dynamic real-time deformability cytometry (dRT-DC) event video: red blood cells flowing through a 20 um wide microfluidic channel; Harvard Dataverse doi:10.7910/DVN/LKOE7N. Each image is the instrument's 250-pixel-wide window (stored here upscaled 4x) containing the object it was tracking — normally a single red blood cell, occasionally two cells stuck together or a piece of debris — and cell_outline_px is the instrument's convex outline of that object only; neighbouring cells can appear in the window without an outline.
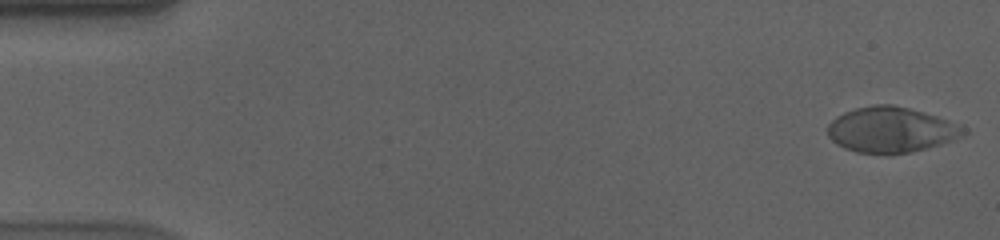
{"species": "human", "species_latin": "Homo sapiens", "temperature_condition": "cold", "stored_images_in_passage": 57, "camera_frame_rate_fps": 3000, "um_per_image_px": 0.085, "donor": {"sex": "male"}, "frame": {"image": 1, "passage_image": 1, "time_ms": 0.0, "image_size_px": [1000, 240], "cell_outline_px": [[968, 132], [952, 140], [940, 144], [908, 152], [856, 152], [844, 148], [836, 144], [828, 136], [828, 124], [836, 116], [844, 112], [856, 108], [876, 104], [892, 104], [924, 112], [948, 120], [968, 128]], "centroid_in_image_um": [75.72, 11.0], "position_along_channel_um": 9.3, "area_um2": 35.49}}
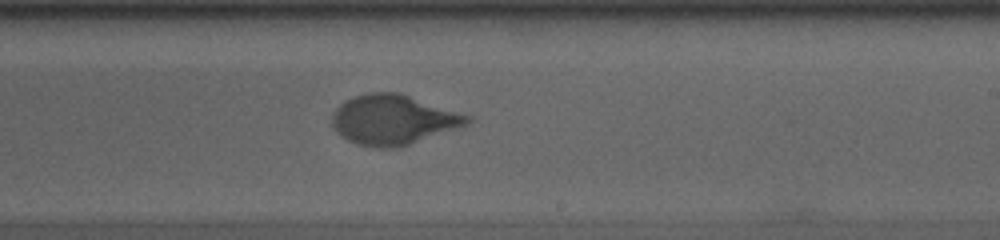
{"frame": {"image": 2, "passage_image": 34, "time_ms": 11.0, "image_size_px": [1000, 240], "cell_outline_px": [[476, 120], [468, 124], [400, 148], [376, 148], [356, 144], [340, 136], [336, 132], [332, 124], [332, 112], [344, 100], [352, 96], [368, 92], [396, 92], [472, 116]], "centroid_in_image_um": [33.4, 10.19], "position_along_channel_um": 255.6, "area_um2": 39.54}}
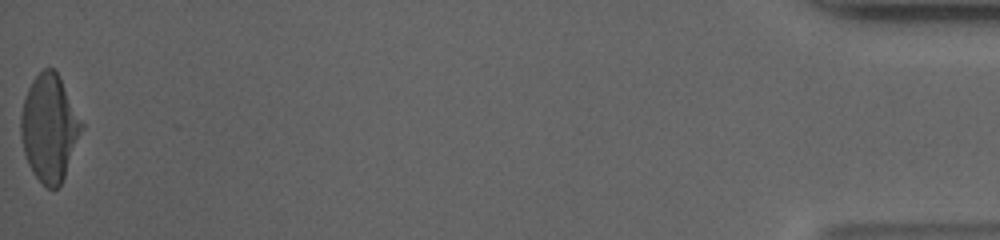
{"frame": {"image": 3, "passage_image": 57, "time_ms": 18.667, "image_size_px": [1000, 240], "cell_outline_px": [[84, 124], [64, 176], [60, 184], [56, 188], [48, 188], [36, 176], [28, 164], [24, 152], [20, 132], [20, 116], [24, 100], [28, 88], [32, 80], [44, 68], [52, 68], [60, 76]], "centroid_in_image_um": [4.19, 10.84], "position_along_channel_um": 431.0, "area_um2": 37.28}, "authors_computed_cell_mechanics": {"area_um2": 37.9168, "velocity_mm_per_s": 3.5596, "shape_relaxation_time_tau1_ms": 5.09, "shape_relaxation_time_tau2_ms": null, "deformation_change_tau1": 0.2235, "deformation_change_tau2": null}}